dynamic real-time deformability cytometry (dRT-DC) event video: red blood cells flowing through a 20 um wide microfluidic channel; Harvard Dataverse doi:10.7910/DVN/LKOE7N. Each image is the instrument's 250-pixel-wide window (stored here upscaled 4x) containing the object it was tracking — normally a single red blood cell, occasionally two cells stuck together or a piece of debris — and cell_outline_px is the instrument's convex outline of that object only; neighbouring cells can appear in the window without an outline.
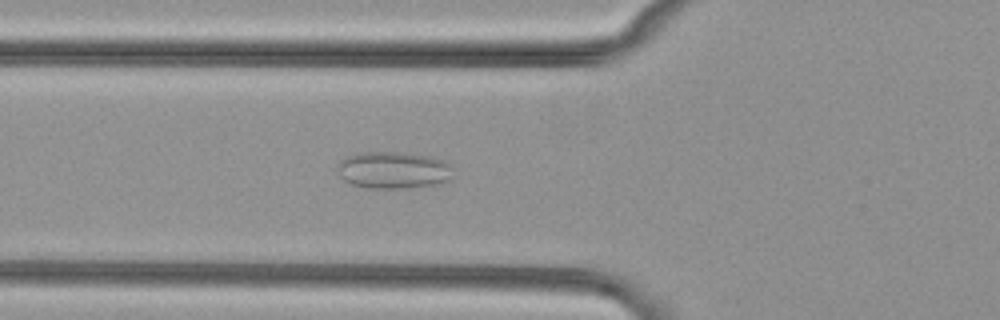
{"species": "common noctule bat (a hibernating species)", "species_latin": "Nyctalus noctula", "temperature_condition": "cold", "stored_images_in_passage": 54, "camera_frame_rate_fps": 3000, "um_per_image_px": 0.085, "animal": {"sex": "female", "body_mass_g": 29.2, "forearm_length_mm": 56.3}, "frame": {"image": 1, "passage_image": 20, "time_ms": 6.333, "image_size_px": [1000, 320], "cell_outline_px": [[452, 168], [448, 180], [440, 184], [408, 188], [368, 188], [352, 184], [344, 180], [340, 176], [336, 164], [344, 156], [356, 152], [404, 152], [432, 156], [444, 160]], "centroid_in_image_um": [33.4, 14.44], "position_along_channel_um": 92.4, "area_um2": 25.32}}
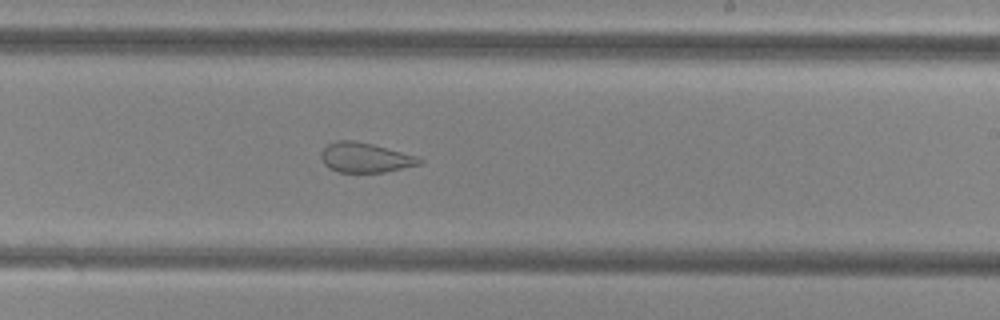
{"frame": {"image": 2, "passage_image": 33, "time_ms": 10.667, "image_size_px": [1000, 320], "cell_outline_px": [[424, 160], [420, 164], [384, 172], [340, 172], [328, 168], [324, 164], [320, 156], [320, 152], [328, 144], [336, 140], [352, 140], [372, 144], [416, 156]], "centroid_in_image_um": [31.0, 13.39], "position_along_channel_um": 258.0, "area_um2": 16.94}}
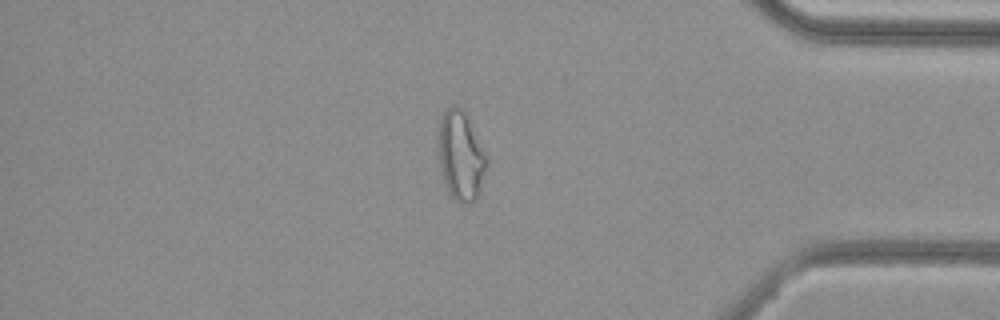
{"frame": {"image": 3, "passage_image": 46, "time_ms": 15.0, "image_size_px": [1000, 320], "cell_outline_px": [[488, 164], [476, 200], [472, 204], [456, 200], [448, 192], [440, 168], [440, 120], [444, 112], [452, 104], [456, 104], [464, 112], [488, 160]], "centroid_in_image_um": [39.18, 13.28], "position_along_channel_um": 396.0, "area_um2": 24.28}, "authors_computed_cell_mechanics": {"area_um2": 24.7673, "velocity_mm_per_s": 3.8131, "shape_relaxation_time_tau1_ms": null, "shape_relaxation_time_tau2_ms": 1.49, "deformation_change_tau1": null, "deformation_change_tau2": 0.0836}}